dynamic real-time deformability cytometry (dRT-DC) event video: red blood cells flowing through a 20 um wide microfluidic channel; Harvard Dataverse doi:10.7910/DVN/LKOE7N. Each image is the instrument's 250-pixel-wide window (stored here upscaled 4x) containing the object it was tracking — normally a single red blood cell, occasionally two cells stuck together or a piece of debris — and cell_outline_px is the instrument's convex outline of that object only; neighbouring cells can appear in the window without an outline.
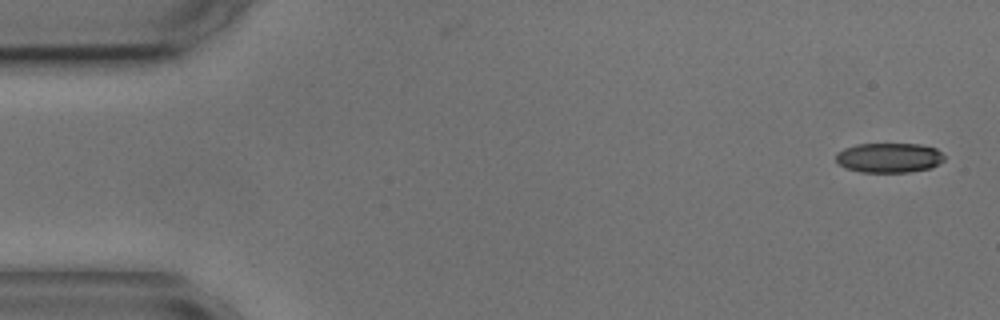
{"species": "common noctule bat (a hibernating species)", "species_latin": "Nyctalus noctula", "temperature_condition": "cold", "stored_images_in_passage": 3, "camera_frame_rate_fps": 3000, "um_per_image_px": 0.085, "animal": {"sex": "male", "body_mass_g": 17.9, "forearm_length_mm": 54.2}, "frame": {"image": 1, "passage_image": 1, "time_ms": 0.0, "image_size_px": [1000, 320], "cell_outline_px": [[944, 160], [932, 168], [908, 172], [860, 172], [844, 168], [836, 160], [836, 152], [844, 148], [856, 144], [920, 144], [936, 148], [944, 156]], "centroid_in_image_um": [75.56, 13.41], "position_along_channel_um": 9.4, "area_um2": 18.9}}